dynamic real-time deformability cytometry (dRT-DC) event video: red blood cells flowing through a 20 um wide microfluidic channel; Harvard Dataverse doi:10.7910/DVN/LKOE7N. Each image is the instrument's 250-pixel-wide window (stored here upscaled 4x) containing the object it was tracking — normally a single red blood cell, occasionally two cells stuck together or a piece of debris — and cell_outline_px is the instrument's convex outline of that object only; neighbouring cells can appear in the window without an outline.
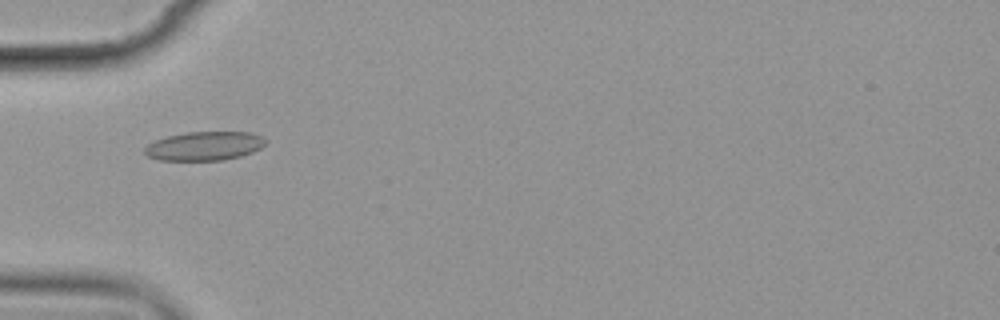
{"species": "common noctule bat (a hibernating species)", "species_latin": "Nyctalus noctula", "temperature_condition": "cold", "stored_images_in_passage": 9, "camera_frame_rate_fps": 3000, "um_per_image_px": 0.085, "animal": {"sex": "female", "body_mass_g": 19.9}, "frame": {"image": 1, "passage_image": 3, "time_ms": 2.333, "image_size_px": [1000, 320], "cell_outline_px": [[268, 140], [260, 148], [252, 152], [240, 156], [224, 160], [160, 160], [148, 156], [144, 152], [144, 148], [148, 144], [156, 140], [168, 136], [188, 132], [252, 132]], "centroid_in_image_um": [17.39, 12.41], "position_along_channel_um": 67.6, "area_um2": 20.23}}
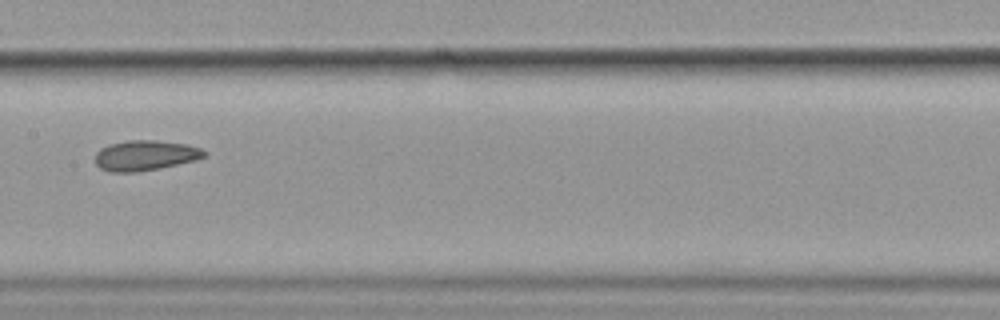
{"frame": {"image": 2, "passage_image": 6, "time_ms": 6.0, "image_size_px": [1000, 320], "cell_outline_px": [[208, 152], [204, 156], [196, 160], [136, 172], [112, 172], [100, 168], [96, 164], [96, 152], [100, 148], [108, 144], [128, 140], [156, 140], [188, 144], [200, 148]], "centroid_in_image_um": [12.33, 13.19], "position_along_channel_um": 195.1, "area_um2": 19.13}}
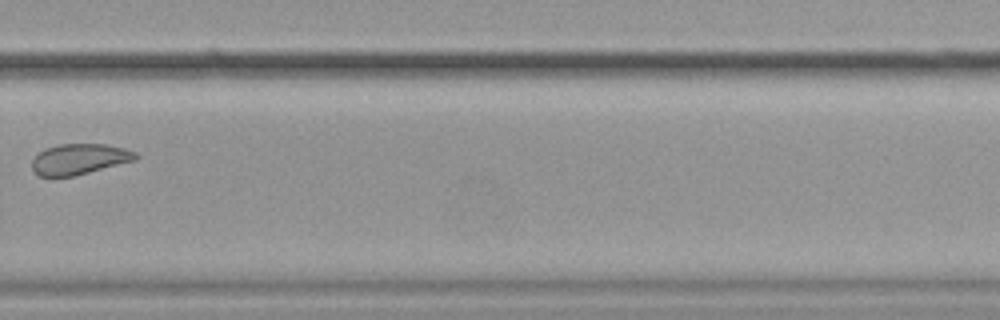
{"frame": {"image": 3, "passage_image": 9, "time_ms": 9.667, "image_size_px": [1000, 320], "cell_outline_px": [[140, 156], [136, 160], [72, 176], [40, 176], [32, 168], [32, 160], [44, 148], [60, 144], [104, 144], [124, 148], [136, 152]], "centroid_in_image_um": [6.76, 13.51], "position_along_channel_um": 323.0, "area_um2": 18.32}}